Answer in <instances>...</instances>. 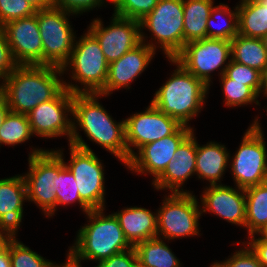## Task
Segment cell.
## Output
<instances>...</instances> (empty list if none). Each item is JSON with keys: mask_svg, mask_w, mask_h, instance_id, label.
<instances>
[{"mask_svg": "<svg viewBox=\"0 0 267 267\" xmlns=\"http://www.w3.org/2000/svg\"><path fill=\"white\" fill-rule=\"evenodd\" d=\"M101 94H73L72 137L68 145L91 151L82 139L78 128L86 137L118 158L124 166L128 163V149L125 141V120L117 122L97 100ZM77 123V124H76ZM79 125V126H78Z\"/></svg>", "mask_w": 267, "mask_h": 267, "instance_id": "6da1fadb", "label": "cell"}, {"mask_svg": "<svg viewBox=\"0 0 267 267\" xmlns=\"http://www.w3.org/2000/svg\"><path fill=\"white\" fill-rule=\"evenodd\" d=\"M62 75L57 66L18 65L1 81L10 111L28 115L40 103L54 99L65 88Z\"/></svg>", "mask_w": 267, "mask_h": 267, "instance_id": "7a4b0ae2", "label": "cell"}, {"mask_svg": "<svg viewBox=\"0 0 267 267\" xmlns=\"http://www.w3.org/2000/svg\"><path fill=\"white\" fill-rule=\"evenodd\" d=\"M168 60L177 67L155 92L151 103L162 113L191 127L189 122L203 109L209 88L174 58Z\"/></svg>", "mask_w": 267, "mask_h": 267, "instance_id": "3957f363", "label": "cell"}, {"mask_svg": "<svg viewBox=\"0 0 267 267\" xmlns=\"http://www.w3.org/2000/svg\"><path fill=\"white\" fill-rule=\"evenodd\" d=\"M104 210L95 209L86 213L89 223L78 230L76 240L68 251L78 261L99 263L133 247L115 215L111 213L105 216Z\"/></svg>", "mask_w": 267, "mask_h": 267, "instance_id": "277c9868", "label": "cell"}, {"mask_svg": "<svg viewBox=\"0 0 267 267\" xmlns=\"http://www.w3.org/2000/svg\"><path fill=\"white\" fill-rule=\"evenodd\" d=\"M108 68L98 40L87 30L78 41L75 40L69 60L61 68L63 74L71 69L70 77L76 85L65 80L64 86L73 94H99L105 87Z\"/></svg>", "mask_w": 267, "mask_h": 267, "instance_id": "5b68a950", "label": "cell"}, {"mask_svg": "<svg viewBox=\"0 0 267 267\" xmlns=\"http://www.w3.org/2000/svg\"><path fill=\"white\" fill-rule=\"evenodd\" d=\"M183 16V0H159L154 9L139 21L141 42L155 51L157 47L162 49L167 59L174 58L184 47ZM144 29L151 33L154 43L146 41Z\"/></svg>", "mask_w": 267, "mask_h": 267, "instance_id": "8992f818", "label": "cell"}, {"mask_svg": "<svg viewBox=\"0 0 267 267\" xmlns=\"http://www.w3.org/2000/svg\"><path fill=\"white\" fill-rule=\"evenodd\" d=\"M255 117L242 137L229 166L235 186L246 189L267 181V149L263 129Z\"/></svg>", "mask_w": 267, "mask_h": 267, "instance_id": "52a82bcc", "label": "cell"}, {"mask_svg": "<svg viewBox=\"0 0 267 267\" xmlns=\"http://www.w3.org/2000/svg\"><path fill=\"white\" fill-rule=\"evenodd\" d=\"M157 210V237L168 240L201 236V206L193 193H168ZM162 236V237H161Z\"/></svg>", "mask_w": 267, "mask_h": 267, "instance_id": "ba28073f", "label": "cell"}, {"mask_svg": "<svg viewBox=\"0 0 267 267\" xmlns=\"http://www.w3.org/2000/svg\"><path fill=\"white\" fill-rule=\"evenodd\" d=\"M70 15L76 14L53 6L37 10V23L43 46V65L62 68L69 60L77 38L69 23Z\"/></svg>", "mask_w": 267, "mask_h": 267, "instance_id": "9c48e42d", "label": "cell"}, {"mask_svg": "<svg viewBox=\"0 0 267 267\" xmlns=\"http://www.w3.org/2000/svg\"><path fill=\"white\" fill-rule=\"evenodd\" d=\"M174 59L210 88L213 71L219 69L218 75L221 77L231 60V42L210 38L191 41Z\"/></svg>", "mask_w": 267, "mask_h": 267, "instance_id": "30bf717a", "label": "cell"}, {"mask_svg": "<svg viewBox=\"0 0 267 267\" xmlns=\"http://www.w3.org/2000/svg\"><path fill=\"white\" fill-rule=\"evenodd\" d=\"M29 171L22 174L27 192V200L34 202L50 218L56 211L55 151L54 149L33 148L28 155Z\"/></svg>", "mask_w": 267, "mask_h": 267, "instance_id": "8fae6325", "label": "cell"}, {"mask_svg": "<svg viewBox=\"0 0 267 267\" xmlns=\"http://www.w3.org/2000/svg\"><path fill=\"white\" fill-rule=\"evenodd\" d=\"M70 162L65 166L75 177L81 200L91 209H105L104 166L94 152L69 144Z\"/></svg>", "mask_w": 267, "mask_h": 267, "instance_id": "7c38bea8", "label": "cell"}, {"mask_svg": "<svg viewBox=\"0 0 267 267\" xmlns=\"http://www.w3.org/2000/svg\"><path fill=\"white\" fill-rule=\"evenodd\" d=\"M125 120V141L130 158L145 144L174 134L182 124L162 113L152 103L145 111L132 114ZM134 147V149H133Z\"/></svg>", "mask_w": 267, "mask_h": 267, "instance_id": "4fadbf2b", "label": "cell"}, {"mask_svg": "<svg viewBox=\"0 0 267 267\" xmlns=\"http://www.w3.org/2000/svg\"><path fill=\"white\" fill-rule=\"evenodd\" d=\"M72 104L73 93L66 88L54 99L40 103L27 115L33 135L52 139L64 135L70 143Z\"/></svg>", "mask_w": 267, "mask_h": 267, "instance_id": "5bb4252c", "label": "cell"}, {"mask_svg": "<svg viewBox=\"0 0 267 267\" xmlns=\"http://www.w3.org/2000/svg\"><path fill=\"white\" fill-rule=\"evenodd\" d=\"M87 29L98 40L109 64L141 43L140 22L114 14L107 27H104L102 20L97 17Z\"/></svg>", "mask_w": 267, "mask_h": 267, "instance_id": "9a60e30c", "label": "cell"}, {"mask_svg": "<svg viewBox=\"0 0 267 267\" xmlns=\"http://www.w3.org/2000/svg\"><path fill=\"white\" fill-rule=\"evenodd\" d=\"M194 128L182 125L174 134L150 142L141 147L126 164L127 169L138 174H150L154 182L173 160L179 145L193 132Z\"/></svg>", "mask_w": 267, "mask_h": 267, "instance_id": "2e32d148", "label": "cell"}, {"mask_svg": "<svg viewBox=\"0 0 267 267\" xmlns=\"http://www.w3.org/2000/svg\"><path fill=\"white\" fill-rule=\"evenodd\" d=\"M18 65H43V46L35 14L2 26Z\"/></svg>", "mask_w": 267, "mask_h": 267, "instance_id": "e0dca14e", "label": "cell"}, {"mask_svg": "<svg viewBox=\"0 0 267 267\" xmlns=\"http://www.w3.org/2000/svg\"><path fill=\"white\" fill-rule=\"evenodd\" d=\"M202 193L201 213L212 212L231 224L245 227L246 196L243 188L224 184L208 185Z\"/></svg>", "mask_w": 267, "mask_h": 267, "instance_id": "ac0fdd59", "label": "cell"}, {"mask_svg": "<svg viewBox=\"0 0 267 267\" xmlns=\"http://www.w3.org/2000/svg\"><path fill=\"white\" fill-rule=\"evenodd\" d=\"M155 54L154 49L141 42L121 58L111 62L105 87L99 94L106 97L120 88L130 89L131 82L146 70Z\"/></svg>", "mask_w": 267, "mask_h": 267, "instance_id": "d6986e66", "label": "cell"}, {"mask_svg": "<svg viewBox=\"0 0 267 267\" xmlns=\"http://www.w3.org/2000/svg\"><path fill=\"white\" fill-rule=\"evenodd\" d=\"M197 140L194 131L179 145L173 160L152 185L156 190H168L170 193H190L183 189L184 182L196 175ZM181 188V189H180Z\"/></svg>", "mask_w": 267, "mask_h": 267, "instance_id": "ffe728a7", "label": "cell"}, {"mask_svg": "<svg viewBox=\"0 0 267 267\" xmlns=\"http://www.w3.org/2000/svg\"><path fill=\"white\" fill-rule=\"evenodd\" d=\"M27 201L26 184L20 174L0 179V225L17 234Z\"/></svg>", "mask_w": 267, "mask_h": 267, "instance_id": "44dd1931", "label": "cell"}, {"mask_svg": "<svg viewBox=\"0 0 267 267\" xmlns=\"http://www.w3.org/2000/svg\"><path fill=\"white\" fill-rule=\"evenodd\" d=\"M113 214L133 247L140 242L157 237V213L146 208L131 206Z\"/></svg>", "mask_w": 267, "mask_h": 267, "instance_id": "7402d4cb", "label": "cell"}, {"mask_svg": "<svg viewBox=\"0 0 267 267\" xmlns=\"http://www.w3.org/2000/svg\"><path fill=\"white\" fill-rule=\"evenodd\" d=\"M229 162L230 153L225 145L210 141L200 146L197 142L195 171L200 180L209 181V185L221 184L225 170L230 167Z\"/></svg>", "mask_w": 267, "mask_h": 267, "instance_id": "603a6c76", "label": "cell"}, {"mask_svg": "<svg viewBox=\"0 0 267 267\" xmlns=\"http://www.w3.org/2000/svg\"><path fill=\"white\" fill-rule=\"evenodd\" d=\"M214 0H183L184 45L207 38V19Z\"/></svg>", "mask_w": 267, "mask_h": 267, "instance_id": "cb8c5ba5", "label": "cell"}, {"mask_svg": "<svg viewBox=\"0 0 267 267\" xmlns=\"http://www.w3.org/2000/svg\"><path fill=\"white\" fill-rule=\"evenodd\" d=\"M55 151V181L54 188L56 194V210L57 206H68L72 203H78L82 212L85 214L91 209L81 200L79 191L75 181V177L64 164L63 150Z\"/></svg>", "mask_w": 267, "mask_h": 267, "instance_id": "d4e9b609", "label": "cell"}, {"mask_svg": "<svg viewBox=\"0 0 267 267\" xmlns=\"http://www.w3.org/2000/svg\"><path fill=\"white\" fill-rule=\"evenodd\" d=\"M139 267H181L163 238L154 237L134 246Z\"/></svg>", "mask_w": 267, "mask_h": 267, "instance_id": "484cf974", "label": "cell"}, {"mask_svg": "<svg viewBox=\"0 0 267 267\" xmlns=\"http://www.w3.org/2000/svg\"><path fill=\"white\" fill-rule=\"evenodd\" d=\"M238 11V34L262 39L267 35V8L256 0H240Z\"/></svg>", "mask_w": 267, "mask_h": 267, "instance_id": "4316f807", "label": "cell"}, {"mask_svg": "<svg viewBox=\"0 0 267 267\" xmlns=\"http://www.w3.org/2000/svg\"><path fill=\"white\" fill-rule=\"evenodd\" d=\"M246 196V222L248 237L257 235L267 226V181L248 187Z\"/></svg>", "mask_w": 267, "mask_h": 267, "instance_id": "83f0119b", "label": "cell"}, {"mask_svg": "<svg viewBox=\"0 0 267 267\" xmlns=\"http://www.w3.org/2000/svg\"><path fill=\"white\" fill-rule=\"evenodd\" d=\"M230 42L233 61L263 72L267 65V49L262 39L237 34Z\"/></svg>", "mask_w": 267, "mask_h": 267, "instance_id": "f1b7e54d", "label": "cell"}, {"mask_svg": "<svg viewBox=\"0 0 267 267\" xmlns=\"http://www.w3.org/2000/svg\"><path fill=\"white\" fill-rule=\"evenodd\" d=\"M219 4L220 5L213 6L210 12V16L207 19V38L224 39L227 41H231L238 34L237 5L233 9V11L229 8L227 4ZM219 18L220 20L224 18L225 20H227V22L224 21L225 24L223 23L221 26L215 24V21L218 22L217 19Z\"/></svg>", "mask_w": 267, "mask_h": 267, "instance_id": "f546056e", "label": "cell"}, {"mask_svg": "<svg viewBox=\"0 0 267 267\" xmlns=\"http://www.w3.org/2000/svg\"><path fill=\"white\" fill-rule=\"evenodd\" d=\"M27 115L9 112L0 128V147L22 144L33 137Z\"/></svg>", "mask_w": 267, "mask_h": 267, "instance_id": "4dcf8cb0", "label": "cell"}, {"mask_svg": "<svg viewBox=\"0 0 267 267\" xmlns=\"http://www.w3.org/2000/svg\"><path fill=\"white\" fill-rule=\"evenodd\" d=\"M222 93L224 94L225 106L237 107L255 103L260 106L259 95L246 82H239L228 78L225 74L221 77Z\"/></svg>", "mask_w": 267, "mask_h": 267, "instance_id": "1f68e13d", "label": "cell"}, {"mask_svg": "<svg viewBox=\"0 0 267 267\" xmlns=\"http://www.w3.org/2000/svg\"><path fill=\"white\" fill-rule=\"evenodd\" d=\"M17 234L10 239L11 267H53L54 262L46 260L40 254L18 241Z\"/></svg>", "mask_w": 267, "mask_h": 267, "instance_id": "d6a6232c", "label": "cell"}, {"mask_svg": "<svg viewBox=\"0 0 267 267\" xmlns=\"http://www.w3.org/2000/svg\"><path fill=\"white\" fill-rule=\"evenodd\" d=\"M159 0H111L114 6V15L141 21L148 15Z\"/></svg>", "mask_w": 267, "mask_h": 267, "instance_id": "836d02e7", "label": "cell"}, {"mask_svg": "<svg viewBox=\"0 0 267 267\" xmlns=\"http://www.w3.org/2000/svg\"><path fill=\"white\" fill-rule=\"evenodd\" d=\"M224 74L232 80L246 82V86L251 87L259 96H261L262 74L258 70L231 59Z\"/></svg>", "mask_w": 267, "mask_h": 267, "instance_id": "e575fe53", "label": "cell"}, {"mask_svg": "<svg viewBox=\"0 0 267 267\" xmlns=\"http://www.w3.org/2000/svg\"><path fill=\"white\" fill-rule=\"evenodd\" d=\"M36 11L26 0H0V26L13 20L29 17Z\"/></svg>", "mask_w": 267, "mask_h": 267, "instance_id": "d590c367", "label": "cell"}, {"mask_svg": "<svg viewBox=\"0 0 267 267\" xmlns=\"http://www.w3.org/2000/svg\"><path fill=\"white\" fill-rule=\"evenodd\" d=\"M238 251H235L230 258L219 262L223 267H264L258 260L255 253L244 242Z\"/></svg>", "mask_w": 267, "mask_h": 267, "instance_id": "8d00e7d4", "label": "cell"}, {"mask_svg": "<svg viewBox=\"0 0 267 267\" xmlns=\"http://www.w3.org/2000/svg\"><path fill=\"white\" fill-rule=\"evenodd\" d=\"M111 2V0H106ZM105 0H51L53 7L66 10L76 15H81L83 12H90L94 8L102 7L107 3ZM105 2V3H104Z\"/></svg>", "mask_w": 267, "mask_h": 267, "instance_id": "74e56055", "label": "cell"}, {"mask_svg": "<svg viewBox=\"0 0 267 267\" xmlns=\"http://www.w3.org/2000/svg\"><path fill=\"white\" fill-rule=\"evenodd\" d=\"M17 66L18 64L12 55L4 29L0 26V77L2 79L6 78Z\"/></svg>", "mask_w": 267, "mask_h": 267, "instance_id": "f35d334b", "label": "cell"}, {"mask_svg": "<svg viewBox=\"0 0 267 267\" xmlns=\"http://www.w3.org/2000/svg\"><path fill=\"white\" fill-rule=\"evenodd\" d=\"M95 267H139L134 247L124 252L110 256Z\"/></svg>", "mask_w": 267, "mask_h": 267, "instance_id": "ab89813d", "label": "cell"}, {"mask_svg": "<svg viewBox=\"0 0 267 267\" xmlns=\"http://www.w3.org/2000/svg\"><path fill=\"white\" fill-rule=\"evenodd\" d=\"M249 241H245L251 250L257 256L259 262L267 267V241L263 240L259 235L258 238L255 235L248 237Z\"/></svg>", "mask_w": 267, "mask_h": 267, "instance_id": "60d3db41", "label": "cell"}, {"mask_svg": "<svg viewBox=\"0 0 267 267\" xmlns=\"http://www.w3.org/2000/svg\"><path fill=\"white\" fill-rule=\"evenodd\" d=\"M0 267H11L10 240L6 247L0 251Z\"/></svg>", "mask_w": 267, "mask_h": 267, "instance_id": "b9f144b4", "label": "cell"}, {"mask_svg": "<svg viewBox=\"0 0 267 267\" xmlns=\"http://www.w3.org/2000/svg\"><path fill=\"white\" fill-rule=\"evenodd\" d=\"M13 235L14 233L10 229L0 225V251L6 247Z\"/></svg>", "mask_w": 267, "mask_h": 267, "instance_id": "7bdbcfd3", "label": "cell"}, {"mask_svg": "<svg viewBox=\"0 0 267 267\" xmlns=\"http://www.w3.org/2000/svg\"><path fill=\"white\" fill-rule=\"evenodd\" d=\"M53 267H82L81 266V261H78L77 259H75L69 252L67 254V260L65 261V263L62 265L61 264H53Z\"/></svg>", "mask_w": 267, "mask_h": 267, "instance_id": "ee69618b", "label": "cell"}, {"mask_svg": "<svg viewBox=\"0 0 267 267\" xmlns=\"http://www.w3.org/2000/svg\"><path fill=\"white\" fill-rule=\"evenodd\" d=\"M36 10H42L51 7V0H26Z\"/></svg>", "mask_w": 267, "mask_h": 267, "instance_id": "f6af8a7d", "label": "cell"}, {"mask_svg": "<svg viewBox=\"0 0 267 267\" xmlns=\"http://www.w3.org/2000/svg\"><path fill=\"white\" fill-rule=\"evenodd\" d=\"M9 112H10V109L7 105V102L5 98L2 97L0 99V128Z\"/></svg>", "mask_w": 267, "mask_h": 267, "instance_id": "bcb514c9", "label": "cell"}, {"mask_svg": "<svg viewBox=\"0 0 267 267\" xmlns=\"http://www.w3.org/2000/svg\"><path fill=\"white\" fill-rule=\"evenodd\" d=\"M261 78V93L264 95H267V65L264 68Z\"/></svg>", "mask_w": 267, "mask_h": 267, "instance_id": "7dc6e473", "label": "cell"}, {"mask_svg": "<svg viewBox=\"0 0 267 267\" xmlns=\"http://www.w3.org/2000/svg\"><path fill=\"white\" fill-rule=\"evenodd\" d=\"M257 235H260V237L267 241V226L261 231L259 232Z\"/></svg>", "mask_w": 267, "mask_h": 267, "instance_id": "c3c4849f", "label": "cell"}, {"mask_svg": "<svg viewBox=\"0 0 267 267\" xmlns=\"http://www.w3.org/2000/svg\"><path fill=\"white\" fill-rule=\"evenodd\" d=\"M3 79L0 77V81ZM3 97V83L0 82V99Z\"/></svg>", "mask_w": 267, "mask_h": 267, "instance_id": "681fc988", "label": "cell"}, {"mask_svg": "<svg viewBox=\"0 0 267 267\" xmlns=\"http://www.w3.org/2000/svg\"><path fill=\"white\" fill-rule=\"evenodd\" d=\"M259 4L265 6L267 8V0H256Z\"/></svg>", "mask_w": 267, "mask_h": 267, "instance_id": "f907efd6", "label": "cell"}, {"mask_svg": "<svg viewBox=\"0 0 267 267\" xmlns=\"http://www.w3.org/2000/svg\"><path fill=\"white\" fill-rule=\"evenodd\" d=\"M262 41H263L264 47L267 49V35H265V36L262 38Z\"/></svg>", "mask_w": 267, "mask_h": 267, "instance_id": "816d5d0a", "label": "cell"}, {"mask_svg": "<svg viewBox=\"0 0 267 267\" xmlns=\"http://www.w3.org/2000/svg\"><path fill=\"white\" fill-rule=\"evenodd\" d=\"M210 267H223V266L218 261V262H214Z\"/></svg>", "mask_w": 267, "mask_h": 267, "instance_id": "f5cc1de1", "label": "cell"}]
</instances>
